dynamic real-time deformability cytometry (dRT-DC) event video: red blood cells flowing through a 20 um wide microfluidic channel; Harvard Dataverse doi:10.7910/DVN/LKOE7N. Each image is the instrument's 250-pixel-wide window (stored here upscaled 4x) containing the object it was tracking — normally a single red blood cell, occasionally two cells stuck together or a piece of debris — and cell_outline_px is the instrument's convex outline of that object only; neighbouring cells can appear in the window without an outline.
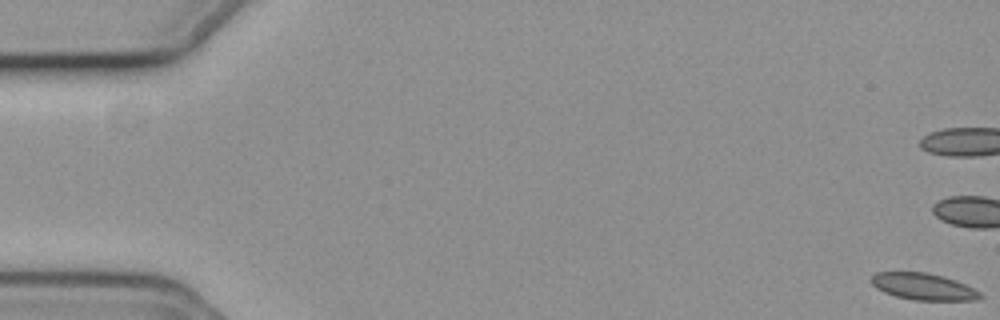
{"species": "common noctule bat (a hibernating species)", "species_latin": "Nyctalus noctula", "temperature_condition": "cold", "stored_images_in_passage": 58, "camera_frame_rate_fps": 3000, "um_per_image_px": 0.085, "animal": {"sex": "female", "body_mass_g": 19.3, "forearm_length_mm": 54.1}, "frame": {"image": 1, "passage_image": 1, "time_ms": 0.0, "image_size_px": [1000, 320], "cell_outline_px": [[984, 296], [976, 300], [912, 300], [896, 296], [884, 292], [876, 288], [872, 284], [872, 276], [876, 272], [924, 272], [944, 276], [956, 280], [980, 292]], "centroid_in_image_um": [78.49, 24.36], "position_along_channel_um": 6.5, "area_um2": 16.88}}